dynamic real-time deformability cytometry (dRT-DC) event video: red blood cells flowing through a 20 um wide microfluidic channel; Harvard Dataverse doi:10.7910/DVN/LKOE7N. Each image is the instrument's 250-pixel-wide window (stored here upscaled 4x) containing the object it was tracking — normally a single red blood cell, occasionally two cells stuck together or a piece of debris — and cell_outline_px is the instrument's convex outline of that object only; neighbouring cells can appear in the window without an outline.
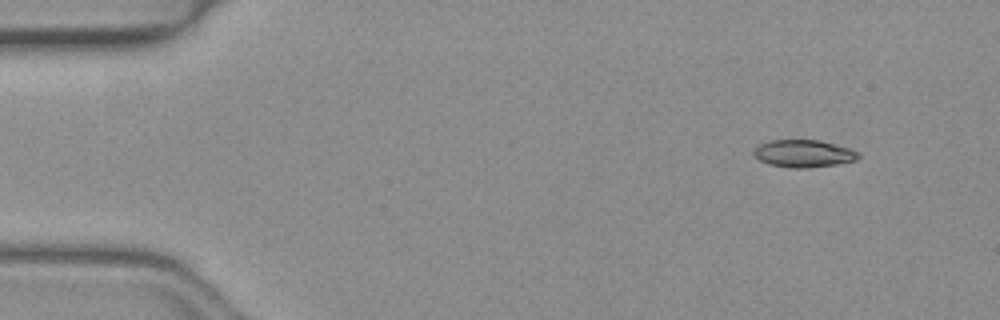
{"species": "common noctule bat (a hibernating species)", "species_latin": "Nyctalus noctula", "temperature_condition": "warm", "stored_images_in_passage": 46, "camera_frame_rate_fps": 3000, "um_per_image_px": 0.085, "animal": {"sex": "female", "body_mass_g": 19.3, "forearm_length_mm": 54.1}, "frame": {"image": 1, "passage_image": 1, "time_ms": 0.0, "image_size_px": [1000, 320], "cell_outline_px": [[860, 156], [856, 160], [836, 164], [808, 168], [792, 168], [768, 164], [760, 160], [752, 152], [760, 144], [768, 140], [820, 140], [848, 148], [860, 152]], "centroid_in_image_um": [68.31, 13.05], "position_along_channel_um": 16.7, "area_um2": 16.65}}
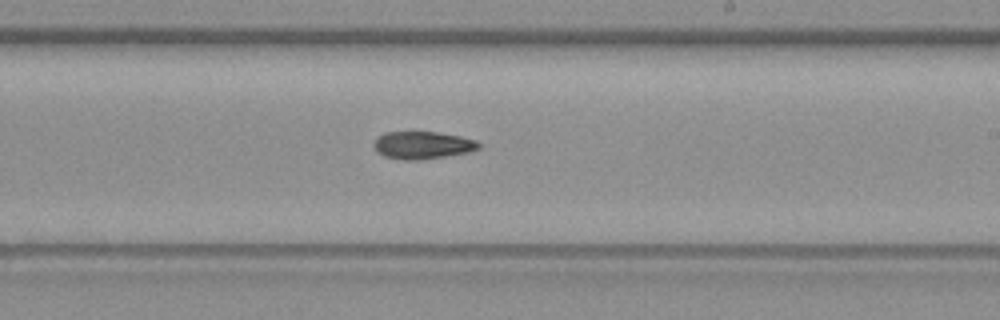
{"frame": {"image": 2, "passage_image": 26, "time_ms": 8.333, "image_size_px": [1000, 320], "cell_outline_px": [[480, 148], [468, 152], [420, 160], [404, 160], [384, 156], [376, 152], [372, 144], [384, 132], [440, 132], [460, 136], [476, 140], [480, 144]], "centroid_in_image_um": [35.91, 12.34], "position_along_channel_um": 253.1, "area_um2": 16.82}}
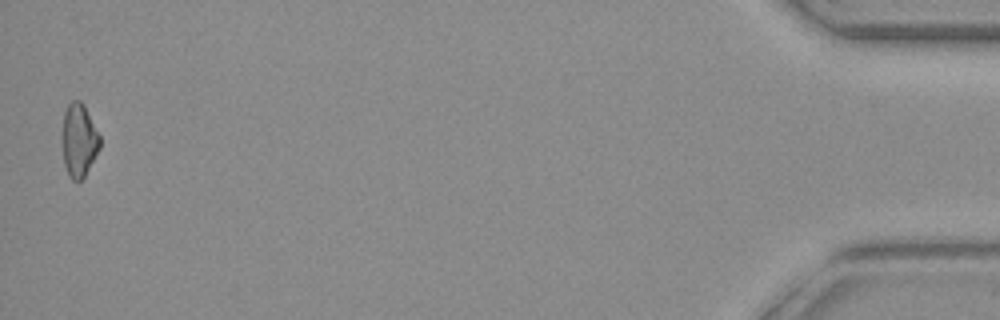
{"frame": {"image": 3, "passage_image": 46, "time_ms": 15.0, "image_size_px": [1000, 320], "cell_outline_px": [[100, 148], [84, 176], [80, 180], [72, 180], [68, 176], [64, 164], [60, 140], [60, 136], [64, 112], [68, 104], [72, 100], [80, 100], [84, 104], [100, 136]], "centroid_in_image_um": [6.67, 11.9], "position_along_channel_um": 428.5, "area_um2": 16.47}, "authors_computed_cell_mechanics": {"area_um2": 17.1666, "velocity_mm_per_s": 4.1014, "shape_relaxation_time_tau1_ms": 4.0503, "shape_relaxation_time_tau2_ms": null, "deformation_change_tau1": 0.1274, "deformation_change_tau2": null}}